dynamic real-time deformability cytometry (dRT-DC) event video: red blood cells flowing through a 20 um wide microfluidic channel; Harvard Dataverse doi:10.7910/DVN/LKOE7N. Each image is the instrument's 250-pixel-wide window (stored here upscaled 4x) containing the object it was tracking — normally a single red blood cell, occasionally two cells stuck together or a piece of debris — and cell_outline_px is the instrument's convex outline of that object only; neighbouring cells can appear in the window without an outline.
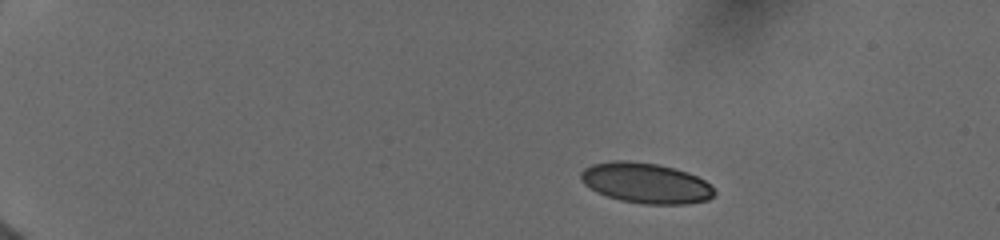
{"species": "human", "species_latin": "Homo sapiens", "temperature_condition": "cold", "stored_images_in_passage": 14, "camera_frame_rate_fps": 3000, "um_per_image_px": 0.085, "donor": {"sex": "female"}, "frame": {"image": 1, "passage_image": 1, "time_ms": 0.0, "image_size_px": [1000, 240], "cell_outline_px": [[716, 192], [708, 200], [684, 204], [644, 204], [620, 200], [596, 192], [584, 184], [580, 180], [580, 172], [584, 168], [592, 164], [612, 160], [628, 160], [660, 164], [688, 172], [704, 180]], "centroid_in_image_um": [54.86, 15.54], "position_along_channel_um": 30.1, "area_um2": 31.56}}
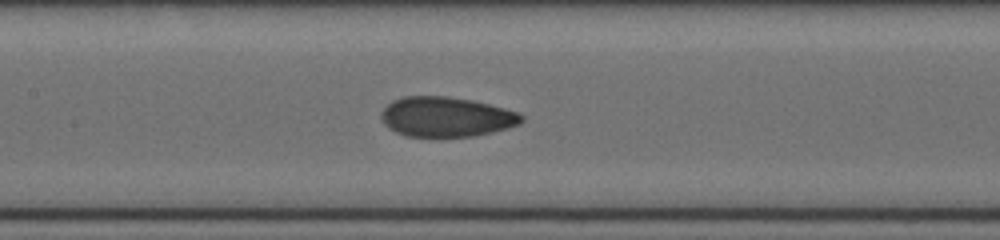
{"frame": {"image": 2, "passage_image": 10, "time_ms": 6.333, "image_size_px": [1000, 240], "cell_outline_px": [[524, 120], [520, 124], [508, 128], [476, 136], [440, 140], [404, 136], [388, 128], [380, 120], [380, 112], [392, 100], [404, 96], [448, 96], [472, 100], [504, 108], [516, 112], [524, 116]], "centroid_in_image_um": [37.89, 9.98], "position_along_channel_um": 169.5, "area_um2": 33.81}}
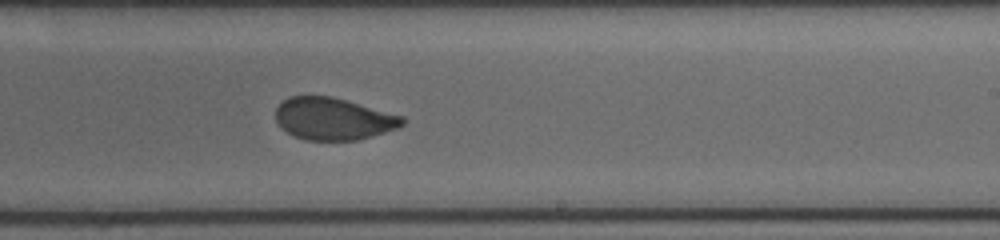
{"frame": {"image": 3, "passage_image": 14, "time_ms": 8.667, "image_size_px": [1000, 240], "cell_outline_px": [[404, 124], [400, 128], [360, 140], [304, 140], [288, 132], [276, 120], [276, 108], [288, 96], [332, 96], [404, 116]], "centroid_in_image_um": [28.38, 10.1], "position_along_channel_um": 260.6, "area_um2": 31.15}}